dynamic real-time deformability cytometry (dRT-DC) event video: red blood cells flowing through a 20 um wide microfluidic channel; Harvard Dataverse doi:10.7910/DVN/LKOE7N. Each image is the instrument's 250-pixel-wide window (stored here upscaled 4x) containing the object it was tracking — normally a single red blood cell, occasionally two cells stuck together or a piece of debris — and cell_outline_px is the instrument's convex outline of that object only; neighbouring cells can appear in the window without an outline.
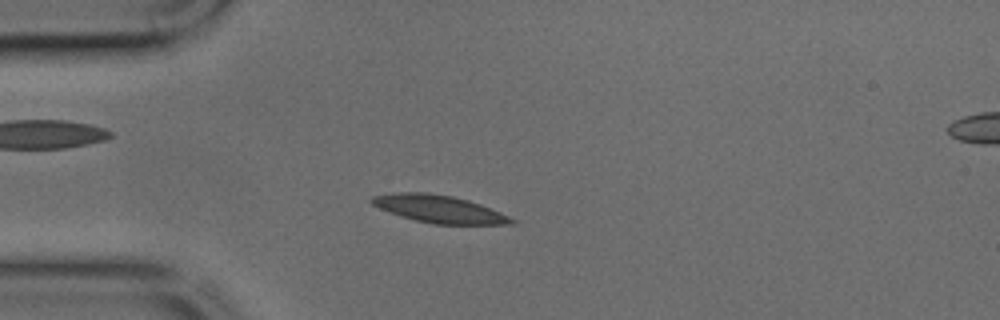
{"species": "common noctule bat (a hibernating species)", "species_latin": "Nyctalus noctula", "temperature_condition": "cold", "stored_images_in_passage": 43, "camera_frame_rate_fps": 3000, "um_per_image_px": 0.085, "animal": {"sex": "male", "body_mass_g": 17.9, "forearm_length_mm": 54.2}, "frame": {"image": 1, "passage_image": 10, "time_ms": 3.0, "image_size_px": [1000, 320], "cell_outline_px": [[516, 224], [432, 224], [416, 220], [380, 208], [372, 204], [368, 200], [372, 196], [392, 192], [428, 192], [452, 196], [468, 200], [480, 204], [500, 212], [516, 220]], "centroid_in_image_um": [37.32, 17.75], "position_along_channel_um": 47.7, "area_um2": 22.25}}
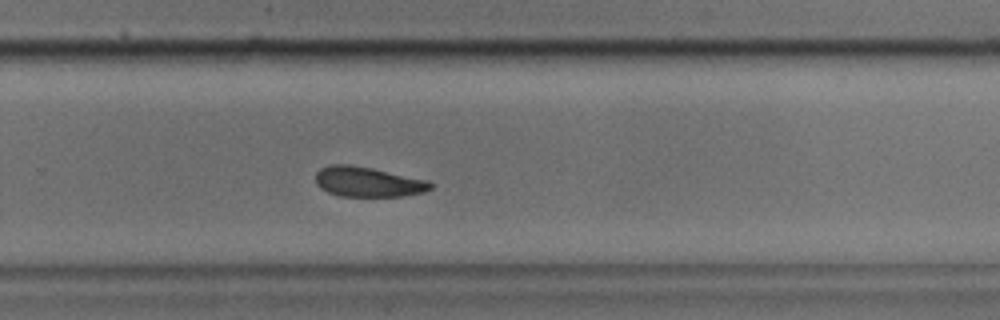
{"frame": {"image": 2, "passage_image": 28, "time_ms": 9.0, "image_size_px": [1000, 320], "cell_outline_px": [[436, 184], [432, 188], [424, 192], [404, 196], [340, 196], [328, 192], [320, 188], [316, 184], [316, 172], [320, 168], [328, 164], [348, 164], [372, 168], [428, 180]], "centroid_in_image_um": [31.28, 15.45], "position_along_channel_um": 298.5, "area_um2": 20.29}}
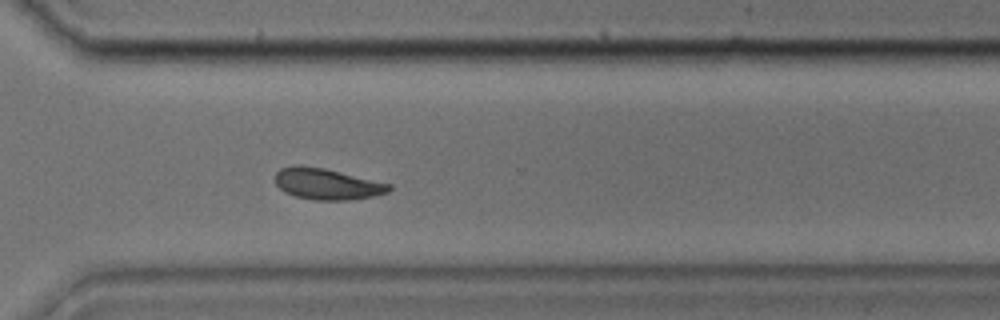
{"frame": {"image": 3, "passage_image": 31, "time_ms": 10.0, "image_size_px": [1000, 320], "cell_outline_px": [[392, 188], [388, 192], [372, 196], [348, 200], [312, 200], [296, 196], [284, 192], [276, 184], [276, 172], [280, 168], [292, 164], [300, 164], [324, 168], [392, 184]], "centroid_in_image_um": [27.77, 15.62], "position_along_channel_um": 342.8, "area_um2": 20.81}}